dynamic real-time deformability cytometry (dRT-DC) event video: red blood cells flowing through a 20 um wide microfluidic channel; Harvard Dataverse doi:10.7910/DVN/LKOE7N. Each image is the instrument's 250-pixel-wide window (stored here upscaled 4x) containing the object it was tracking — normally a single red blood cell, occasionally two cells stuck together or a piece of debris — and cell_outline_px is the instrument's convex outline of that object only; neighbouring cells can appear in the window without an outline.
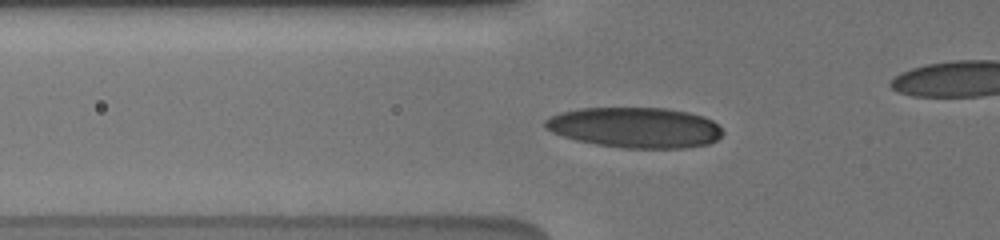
{"species": "human", "species_latin": "Homo sapiens", "temperature_condition": "cold", "stored_images_in_passage": 33, "camera_frame_rate_fps": 3000, "um_per_image_px": 0.085, "donor": {"sex": "male"}, "frame": {"image": 1, "passage_image": 3, "time_ms": 0.333, "image_size_px": [1000, 240], "cell_outline_px": [[724, 132], [716, 140], [708, 144], [684, 148], [624, 148], [596, 144], [576, 140], [552, 132], [544, 124], [544, 120], [560, 112], [580, 108], [668, 108], [688, 112], [704, 116], [712, 120]], "centroid_in_image_um": [54.0, 10.84], "position_along_channel_um": 71.8, "area_um2": 41.79}}
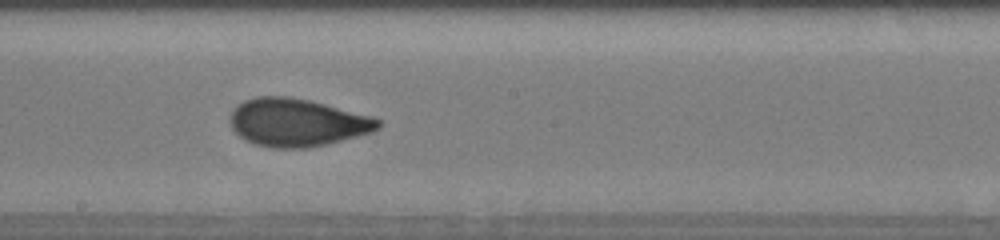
{"frame": {"image": 2, "passage_image": 18, "time_ms": 4.333, "image_size_px": [1000, 240], "cell_outline_px": [[380, 128], [372, 132], [308, 148], [272, 148], [256, 144], [244, 140], [232, 128], [228, 120], [232, 112], [244, 100], [256, 96], [288, 96], [308, 100], [372, 116], [380, 120]], "centroid_in_image_um": [25.23, 10.41], "position_along_channel_um": 223.0, "area_um2": 40.98}}
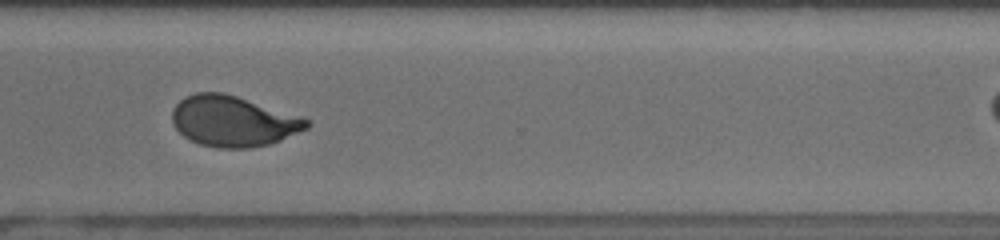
{"frame": {"image": 3, "passage_image": 32, "time_ms": 7.667, "image_size_px": [1000, 240], "cell_outline_px": [[312, 124], [308, 128], [280, 140], [268, 144], [248, 148], [220, 148], [200, 144], [184, 136], [172, 124], [172, 108], [184, 96], [196, 92], [224, 92], [304, 116]], "centroid_in_image_um": [19.83, 10.28], "position_along_channel_um": 350.8, "area_um2": 40.0}}